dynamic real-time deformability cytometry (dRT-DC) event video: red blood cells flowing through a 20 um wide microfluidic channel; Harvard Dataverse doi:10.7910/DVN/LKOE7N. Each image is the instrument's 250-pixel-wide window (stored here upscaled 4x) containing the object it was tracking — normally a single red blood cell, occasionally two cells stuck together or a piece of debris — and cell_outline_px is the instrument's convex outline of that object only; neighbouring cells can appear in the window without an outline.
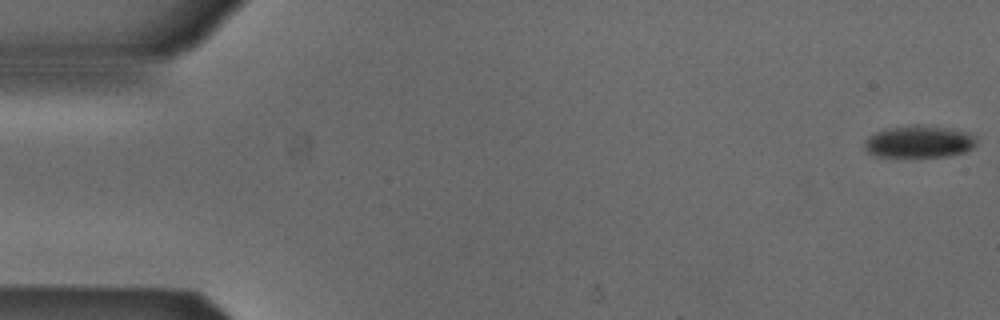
{"species": "Egyptian fruit bat (a non-hibernating species)", "species_latin": "Rousettus aegyptiacus", "temperature_condition": "cold", "stored_images_in_passage": 7, "camera_frame_rate_fps": 3000, "um_per_image_px": 0.085, "animal": {"sex": "male"}, "frame": {"image": 1, "passage_image": 1, "time_ms": 0.0, "image_size_px": [1000, 320], "cell_outline_px": [[976, 144], [972, 148], [964, 152], [948, 156], [876, 156], [868, 152], [864, 148], [864, 140], [868, 136], [876, 132], [888, 128], [916, 124], [952, 128], [968, 132], [976, 136]], "centroid_in_image_um": [78.13, 12.02], "position_along_channel_um": 6.9, "area_um2": 21.04}}